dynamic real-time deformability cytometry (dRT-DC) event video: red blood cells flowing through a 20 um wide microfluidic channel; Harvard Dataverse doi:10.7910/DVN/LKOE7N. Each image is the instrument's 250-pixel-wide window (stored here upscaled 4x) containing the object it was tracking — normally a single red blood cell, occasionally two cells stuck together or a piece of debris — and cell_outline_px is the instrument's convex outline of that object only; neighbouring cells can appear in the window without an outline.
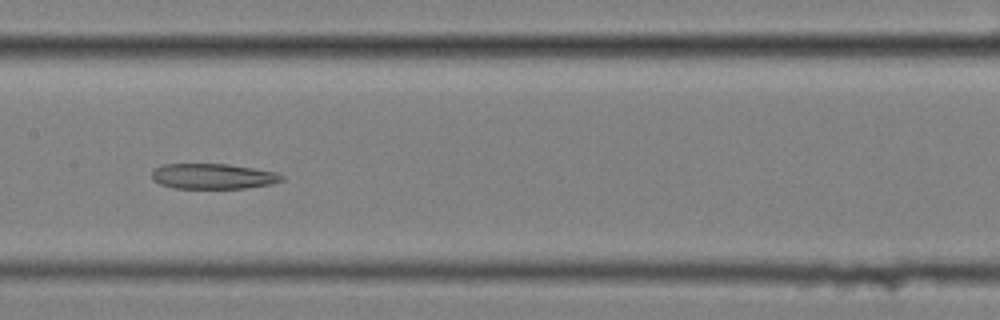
{"species": "common noctule bat (a hibernating species)", "species_latin": "Nyctalus noctula", "temperature_condition": "cold", "stored_images_in_passage": 58, "segment_of_instrument_passage": [2, 2], "camera_frame_rate_fps": 3000, "um_per_image_px": 0.085, "animal": {"sex": "female", "body_mass_g": 25.1}, "frame": {"image": 1, "passage_image": 29, "time_ms": 9.333, "image_size_px": [1000, 320], "cell_outline_px": [[284, 180], [272, 184], [244, 188], [176, 188], [160, 184], [152, 180], [152, 172], [156, 168], [164, 164], [228, 164], [276, 172], [284, 176]], "centroid_in_image_um": [18.12, 14.98], "position_along_channel_um": 189.3, "area_um2": 19.13}}
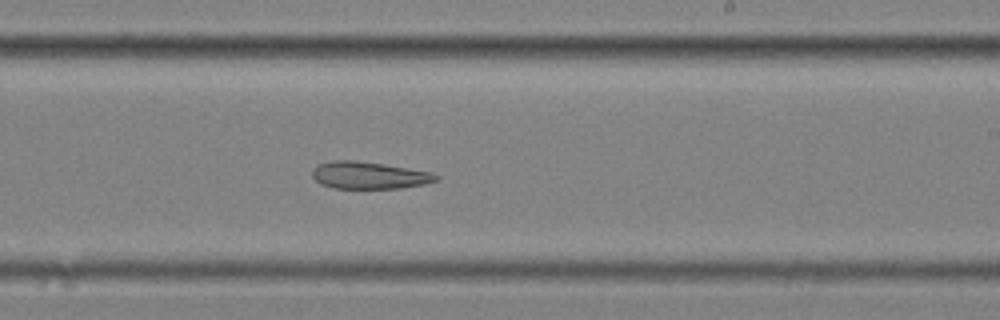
{"frame": {"image": 2, "passage_image": 35, "time_ms": 11.333, "image_size_px": [1000, 320], "cell_outline_px": [[440, 180], [424, 184], [400, 188], [332, 188], [320, 184], [312, 176], [312, 168], [316, 164], [332, 160], [352, 160], [408, 168], [432, 172], [440, 176]], "centroid_in_image_um": [31.35, 14.9], "position_along_channel_um": 257.6, "area_um2": 19.65}}
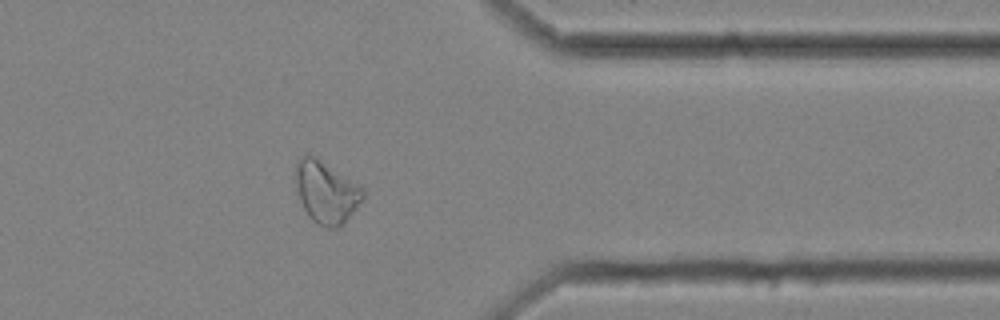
{"frame": {"image": 3, "passage_image": 47, "time_ms": 15.333, "image_size_px": [1000, 320], "cell_outline_px": [[364, 196], [356, 208], [344, 224], [336, 228], [328, 228], [316, 224], [308, 216], [300, 200], [296, 188], [292, 172], [296, 160], [300, 156], [308, 152], [316, 156], [364, 184]], "centroid_in_image_um": [27.71, 16.25], "position_along_channel_um": 383.7, "area_um2": 25.66}}